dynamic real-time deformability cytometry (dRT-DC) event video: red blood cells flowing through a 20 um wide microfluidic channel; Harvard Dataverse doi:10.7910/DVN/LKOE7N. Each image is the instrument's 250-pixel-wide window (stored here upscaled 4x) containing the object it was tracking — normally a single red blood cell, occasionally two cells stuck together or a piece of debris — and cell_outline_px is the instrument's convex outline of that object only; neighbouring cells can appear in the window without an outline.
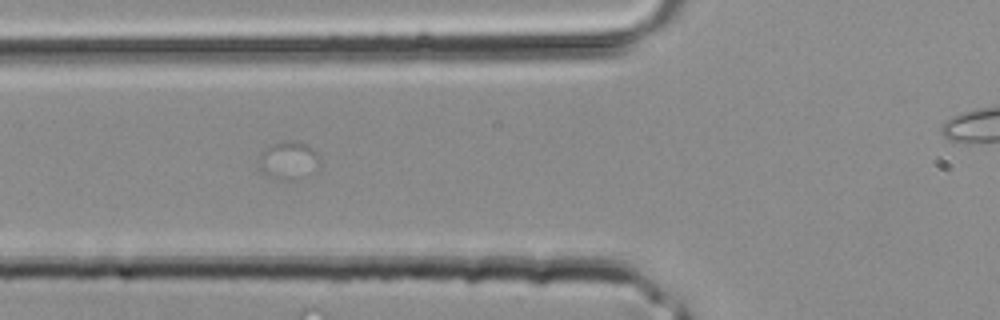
{"species": "common noctule bat (a hibernating species)", "species_latin": "Nyctalus noctula", "temperature_condition": "room temperature", "stored_images_in_passage": 5, "camera_frame_rate_fps": 3000, "um_per_image_px": 0.085, "animal": {"sex": "male", "body_mass_g": 20.4}, "frame": {"image": 1, "passage_image": 5, "time_ms": 1.333, "image_size_px": [1000, 320], "cell_outline_px": [[320, 164], [296, 176], [268, 176], [260, 168], [260, 156], [264, 148], [272, 144], [292, 140], [308, 144], [316, 152], [320, 160]], "centroid_in_image_um": [24.5, 13.5], "position_along_channel_um": 101.3, "area_um2": 12.2}}